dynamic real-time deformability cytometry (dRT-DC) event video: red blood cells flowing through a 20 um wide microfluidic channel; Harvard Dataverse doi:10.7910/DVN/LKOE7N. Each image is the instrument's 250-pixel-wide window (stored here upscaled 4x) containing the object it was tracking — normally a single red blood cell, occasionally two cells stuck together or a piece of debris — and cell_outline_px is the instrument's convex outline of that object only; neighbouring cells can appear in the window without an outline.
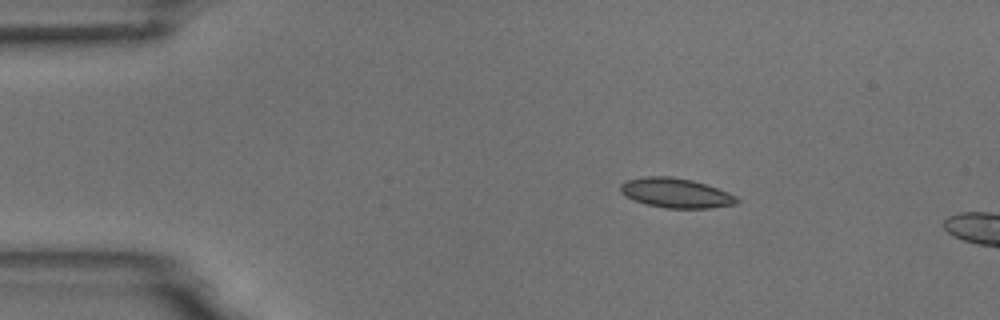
{"species": "common noctule bat (a hibernating species)", "species_latin": "Nyctalus noctula", "temperature_condition": "room temperature", "stored_images_in_passage": 5, "camera_frame_rate_fps": 3000, "um_per_image_px": 0.085, "animal": {"sex": "male", "body_mass_g": 18.8}, "frame": {"image": 1, "passage_image": 1, "time_ms": 0.0, "image_size_px": [1000, 320], "cell_outline_px": [[740, 200], [736, 204], [708, 208], [664, 208], [648, 204], [624, 196], [620, 192], [620, 184], [624, 180], [644, 176], [672, 176], [692, 180], [728, 192], [736, 196]], "centroid_in_image_um": [57.41, 16.39], "position_along_channel_um": 27.6, "area_um2": 20.11}}